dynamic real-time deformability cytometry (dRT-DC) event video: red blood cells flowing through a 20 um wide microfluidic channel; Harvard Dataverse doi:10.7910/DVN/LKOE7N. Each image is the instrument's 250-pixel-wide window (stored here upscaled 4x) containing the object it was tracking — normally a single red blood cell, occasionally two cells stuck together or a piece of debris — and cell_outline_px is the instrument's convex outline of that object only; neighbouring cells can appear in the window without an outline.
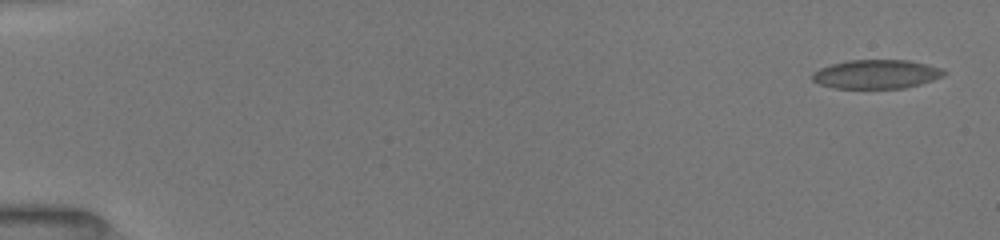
{"species": "common noctule bat (a hibernating species)", "species_latin": "Nyctalus noctula", "temperature_condition": "room temperature", "stored_images_in_passage": 8, "camera_frame_rate_fps": 3000, "um_per_image_px": 0.085, "animal": {"sex": "female", "body_mass_g": 19.5, "forearm_length_mm": 54.1}, "frame": {"image": 1, "passage_image": 1, "time_ms": 0.0, "image_size_px": [1000, 240], "cell_outline_px": [[948, 72], [944, 76], [920, 84], [904, 88], [836, 88], [820, 84], [812, 80], [812, 72], [820, 68], [832, 64], [848, 60], [908, 60], [944, 68]], "centroid_in_image_um": [74.52, 6.3], "position_along_channel_um": 10.5, "area_um2": 22.25}}
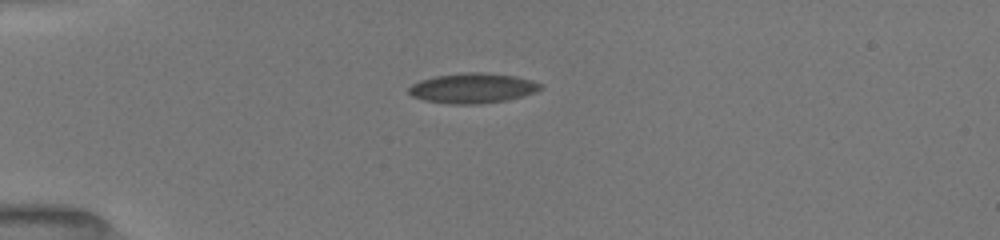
{"frame": {"image": 2, "passage_image": 6, "time_ms": 4.0, "image_size_px": [1000, 240], "cell_outline_px": [[544, 88], [536, 92], [504, 100], [480, 104], [448, 104], [424, 100], [412, 96], [408, 92], [408, 88], [412, 84], [420, 80], [436, 76], [464, 72], [480, 72], [516, 76], [532, 80], [540, 84]], "centroid_in_image_um": [40.16, 7.49], "position_along_channel_um": 44.8, "area_um2": 23.0}}
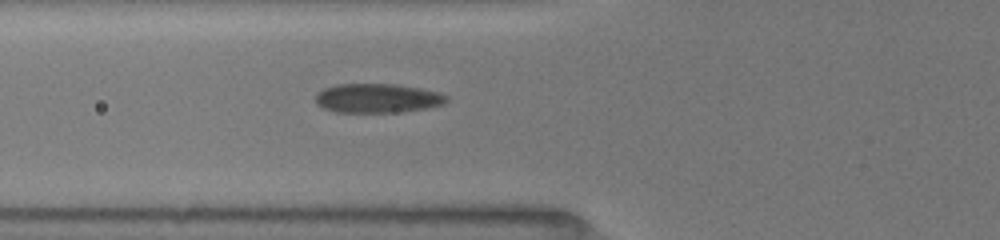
{"frame": {"image": 3, "passage_image": 8, "time_ms": 6.0, "image_size_px": [1000, 240], "cell_outline_px": [[448, 100], [444, 104], [428, 108], [396, 112], [336, 112], [324, 108], [316, 104], [316, 92], [324, 88], [336, 84], [396, 84], [420, 88], [440, 92], [448, 96]], "centroid_in_image_um": [32.09, 8.34], "position_along_channel_um": 93.7, "area_um2": 22.43}}